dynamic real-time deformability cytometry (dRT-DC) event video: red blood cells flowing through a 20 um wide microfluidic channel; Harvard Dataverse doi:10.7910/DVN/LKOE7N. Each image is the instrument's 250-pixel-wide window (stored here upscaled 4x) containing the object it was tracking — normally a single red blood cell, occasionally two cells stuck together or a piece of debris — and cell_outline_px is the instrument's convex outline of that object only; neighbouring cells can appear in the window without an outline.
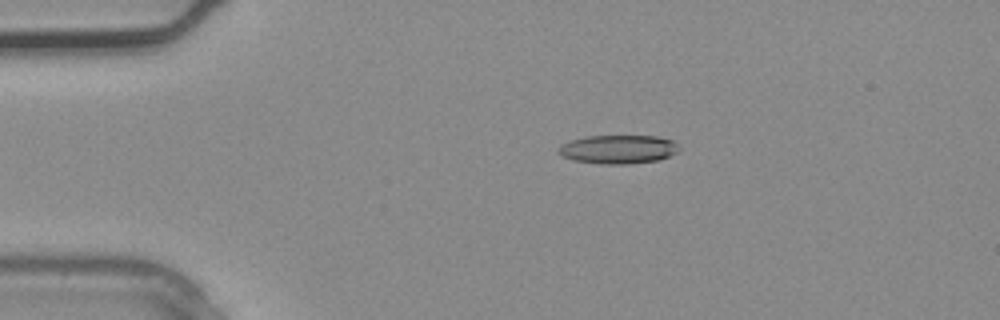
{"species": "common noctule bat (a hibernating species)", "species_latin": "Nyctalus noctula", "temperature_condition": "warm", "stored_images_in_passage": 3, "camera_frame_rate_fps": 3000, "um_per_image_px": 0.085, "animal": {"sex": "male", "body_mass_g": 20.4}, "frame": {"image": 1, "passage_image": 2, "time_ms": 0.333, "image_size_px": [1000, 320], "cell_outline_px": [[680, 148], [676, 152], [660, 160], [628, 164], [600, 164], [572, 160], [560, 156], [556, 148], [560, 144], [572, 140], [588, 136], [656, 136], [672, 140]], "centroid_in_image_um": [52.5, 12.7], "position_along_channel_um": 32.5, "area_um2": 20.29}}